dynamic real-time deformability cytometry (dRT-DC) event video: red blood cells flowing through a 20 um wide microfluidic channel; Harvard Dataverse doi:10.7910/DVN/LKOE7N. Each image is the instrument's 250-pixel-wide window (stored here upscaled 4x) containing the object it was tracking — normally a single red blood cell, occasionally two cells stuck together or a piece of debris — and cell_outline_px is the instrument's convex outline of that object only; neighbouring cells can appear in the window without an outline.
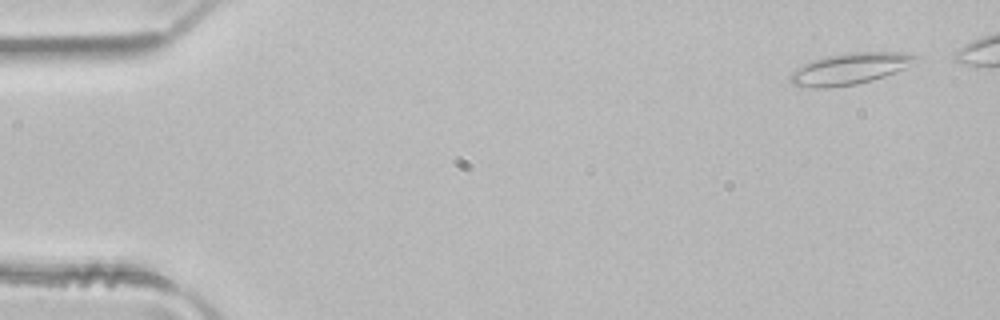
{"species": "common noctule bat (a hibernating species)", "species_latin": "Nyctalus noctula", "temperature_condition": "room temperature", "stored_images_in_passage": 3, "camera_frame_rate_fps": 3000, "um_per_image_px": 0.085, "animal": {"sex": "male", "body_mass_g": 21.5, "forearm_length_mm": 52.0}, "frame": {"image": 1, "passage_image": 1, "time_ms": 0.0, "image_size_px": [1000, 320], "cell_outline_px": [[920, 56], [904, 68], [884, 76], [872, 80], [856, 84], [828, 88], [816, 88], [792, 84], [788, 80], [788, 76], [792, 72], [804, 64], [828, 56], [856, 52], [896, 52]], "centroid_in_image_um": [72.19, 5.86], "position_along_channel_um": 12.8, "area_um2": 22.37}}